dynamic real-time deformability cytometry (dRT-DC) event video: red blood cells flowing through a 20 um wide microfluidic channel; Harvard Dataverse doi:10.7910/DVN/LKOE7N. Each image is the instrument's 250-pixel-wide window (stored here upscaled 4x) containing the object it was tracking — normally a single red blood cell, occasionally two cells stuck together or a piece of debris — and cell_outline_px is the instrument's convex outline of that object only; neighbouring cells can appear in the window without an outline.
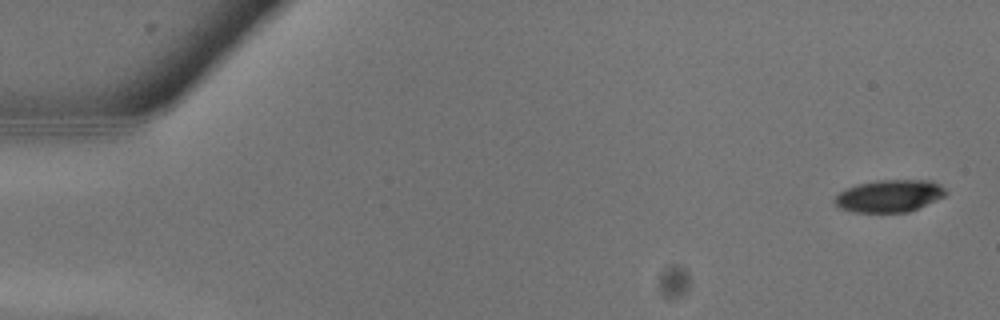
{"species": "common noctule bat (a hibernating species)", "species_latin": "Nyctalus noctula", "temperature_condition": "warm", "stored_images_in_passage": 10, "camera_frame_rate_fps": 3000, "um_per_image_px": 0.085, "animal": {"sex": "male", "body_mass_g": 13.3}, "frame": {"image": 1, "passage_image": 1, "time_ms": 0.0, "image_size_px": [1000, 320], "cell_outline_px": [[948, 192], [944, 196], [908, 212], [852, 212], [840, 208], [836, 204], [836, 196], [840, 192], [856, 184], [876, 180], [932, 180], [940, 184]], "centroid_in_image_um": [75.61, 16.64], "position_along_channel_um": 9.4, "area_um2": 20.75}}
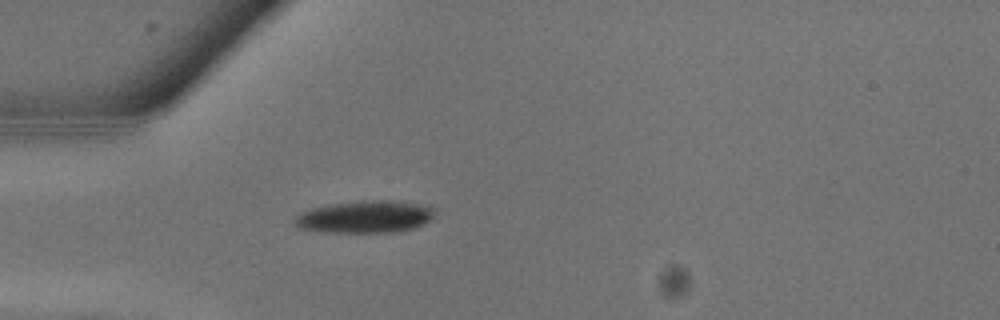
{"frame": {"image": 2, "passage_image": 8, "time_ms": 2.333, "image_size_px": [1000, 320], "cell_outline_px": [[436, 216], [432, 220], [416, 228], [396, 232], [324, 232], [300, 228], [292, 224], [292, 220], [300, 212], [312, 208], [332, 204], [372, 200], [392, 200], [428, 204], [436, 208]], "centroid_in_image_um": [31.12, 18.42], "position_along_channel_um": 53.9, "area_um2": 26.88}}